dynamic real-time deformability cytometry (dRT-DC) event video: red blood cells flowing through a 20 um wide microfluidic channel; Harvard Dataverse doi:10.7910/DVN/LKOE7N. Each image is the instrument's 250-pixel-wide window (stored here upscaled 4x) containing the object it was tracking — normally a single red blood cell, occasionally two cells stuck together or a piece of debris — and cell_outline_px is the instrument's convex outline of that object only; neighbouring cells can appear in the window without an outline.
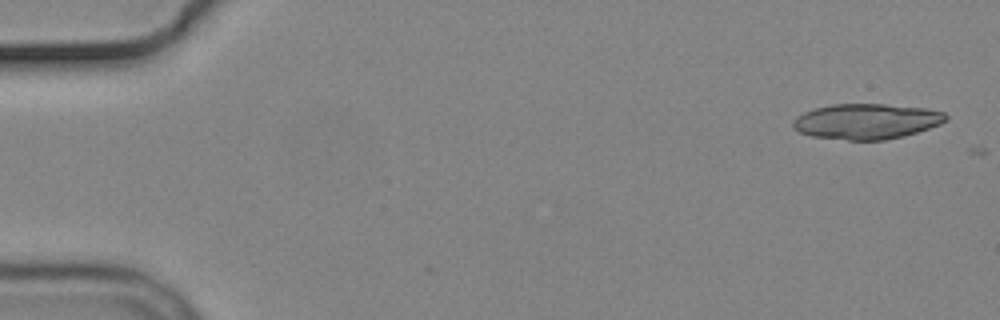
{"species": "common noctule bat (a hibernating species)", "species_latin": "Nyctalus noctula", "temperature_condition": "cold", "stored_images_in_passage": 6, "camera_frame_rate_fps": 3000, "um_per_image_px": 0.085, "animal": {"sex": "male", "body_mass_g": 19.2, "forearm_length_mm": 51.8}, "frame": {"image": 1, "passage_image": 1, "time_ms": 0.0, "image_size_px": [1000, 320], "cell_outline_px": [[948, 120], [940, 124], [904, 136], [884, 140], [848, 140], [812, 136], [800, 132], [792, 128], [792, 120], [796, 116], [804, 112], [816, 108], [832, 104], [884, 104], [928, 108], [944, 112], [948, 116]], "centroid_in_image_um": [73.65, 10.31], "position_along_channel_um": 11.3, "area_um2": 31.67}}